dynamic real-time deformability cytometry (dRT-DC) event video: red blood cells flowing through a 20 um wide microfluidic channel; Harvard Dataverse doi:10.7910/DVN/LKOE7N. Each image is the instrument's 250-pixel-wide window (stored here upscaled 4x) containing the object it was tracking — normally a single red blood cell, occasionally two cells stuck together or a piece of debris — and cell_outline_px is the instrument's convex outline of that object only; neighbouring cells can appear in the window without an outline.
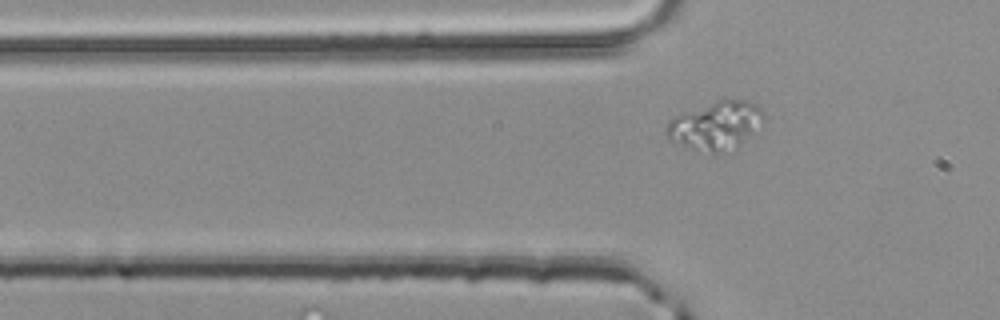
{"species": "common noctule bat (a hibernating species)", "species_latin": "Nyctalus noctula", "temperature_condition": "room temperature", "stored_images_in_passage": 3, "camera_frame_rate_fps": 3000, "um_per_image_px": 0.085, "animal": {"sex": "male", "body_mass_g": 20.4}, "frame": {"image": 1, "passage_image": 3, "time_ms": 0.667, "image_size_px": [1000, 320], "cell_outline_px": [[764, 120], [736, 148], [720, 152], [696, 152], [668, 140], [664, 132], [664, 128], [668, 120], [672, 116], [724, 96], [748, 100], [756, 104], [764, 112]], "centroid_in_image_um": [60.76, 10.62], "position_along_channel_um": 65.0, "area_um2": 28.32}}